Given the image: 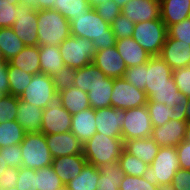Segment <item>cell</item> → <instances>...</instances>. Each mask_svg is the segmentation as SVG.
Returning <instances> with one entry per match:
<instances>
[{"mask_svg":"<svg viewBox=\"0 0 190 190\" xmlns=\"http://www.w3.org/2000/svg\"><path fill=\"white\" fill-rule=\"evenodd\" d=\"M70 29L71 35L91 40L96 51L116 45V37L110 23L103 20L94 8L85 15L75 17L70 23Z\"/></svg>","mask_w":190,"mask_h":190,"instance_id":"cell-1","label":"cell"},{"mask_svg":"<svg viewBox=\"0 0 190 190\" xmlns=\"http://www.w3.org/2000/svg\"><path fill=\"white\" fill-rule=\"evenodd\" d=\"M38 46H60L71 35L69 21L57 10H37Z\"/></svg>","mask_w":190,"mask_h":190,"instance_id":"cell-2","label":"cell"},{"mask_svg":"<svg viewBox=\"0 0 190 190\" xmlns=\"http://www.w3.org/2000/svg\"><path fill=\"white\" fill-rule=\"evenodd\" d=\"M123 148L122 137H108L96 132L83 144V156L87 163L98 168L108 162L118 161Z\"/></svg>","mask_w":190,"mask_h":190,"instance_id":"cell-3","label":"cell"},{"mask_svg":"<svg viewBox=\"0 0 190 190\" xmlns=\"http://www.w3.org/2000/svg\"><path fill=\"white\" fill-rule=\"evenodd\" d=\"M180 169L176 147H160L143 178L151 184H171Z\"/></svg>","mask_w":190,"mask_h":190,"instance_id":"cell-4","label":"cell"},{"mask_svg":"<svg viewBox=\"0 0 190 190\" xmlns=\"http://www.w3.org/2000/svg\"><path fill=\"white\" fill-rule=\"evenodd\" d=\"M22 151V166L30 169H41L50 166L53 157L46 143L43 133L25 134L20 143Z\"/></svg>","mask_w":190,"mask_h":190,"instance_id":"cell-5","label":"cell"},{"mask_svg":"<svg viewBox=\"0 0 190 190\" xmlns=\"http://www.w3.org/2000/svg\"><path fill=\"white\" fill-rule=\"evenodd\" d=\"M167 37V27L162 19L135 23L132 38L152 56L160 55Z\"/></svg>","mask_w":190,"mask_h":190,"instance_id":"cell-6","label":"cell"},{"mask_svg":"<svg viewBox=\"0 0 190 190\" xmlns=\"http://www.w3.org/2000/svg\"><path fill=\"white\" fill-rule=\"evenodd\" d=\"M59 47L64 64L72 69L91 64L96 53L91 40L73 35L66 38Z\"/></svg>","mask_w":190,"mask_h":190,"instance_id":"cell-7","label":"cell"},{"mask_svg":"<svg viewBox=\"0 0 190 190\" xmlns=\"http://www.w3.org/2000/svg\"><path fill=\"white\" fill-rule=\"evenodd\" d=\"M72 115L62 106L60 93H55L43 109L40 132L45 135L60 134L71 131Z\"/></svg>","mask_w":190,"mask_h":190,"instance_id":"cell-8","label":"cell"},{"mask_svg":"<svg viewBox=\"0 0 190 190\" xmlns=\"http://www.w3.org/2000/svg\"><path fill=\"white\" fill-rule=\"evenodd\" d=\"M17 13L15 23L11 28L25 46H38L37 9L32 4L23 2L17 5Z\"/></svg>","mask_w":190,"mask_h":190,"instance_id":"cell-9","label":"cell"},{"mask_svg":"<svg viewBox=\"0 0 190 190\" xmlns=\"http://www.w3.org/2000/svg\"><path fill=\"white\" fill-rule=\"evenodd\" d=\"M124 125L122 127V139L133 140L148 138L152 135L153 125L146 105L142 107L125 109Z\"/></svg>","mask_w":190,"mask_h":190,"instance_id":"cell-10","label":"cell"},{"mask_svg":"<svg viewBox=\"0 0 190 190\" xmlns=\"http://www.w3.org/2000/svg\"><path fill=\"white\" fill-rule=\"evenodd\" d=\"M148 102L146 92L132 86L124 78L114 79L111 94V106L116 109H132L142 107Z\"/></svg>","mask_w":190,"mask_h":190,"instance_id":"cell-11","label":"cell"},{"mask_svg":"<svg viewBox=\"0 0 190 190\" xmlns=\"http://www.w3.org/2000/svg\"><path fill=\"white\" fill-rule=\"evenodd\" d=\"M55 93L57 92L52 77L40 72L33 75L31 82L19 98L45 109Z\"/></svg>","mask_w":190,"mask_h":190,"instance_id":"cell-12","label":"cell"},{"mask_svg":"<svg viewBox=\"0 0 190 190\" xmlns=\"http://www.w3.org/2000/svg\"><path fill=\"white\" fill-rule=\"evenodd\" d=\"M144 91L149 97V89L176 86L173 78V69L159 56H151L145 64Z\"/></svg>","mask_w":190,"mask_h":190,"instance_id":"cell-13","label":"cell"},{"mask_svg":"<svg viewBox=\"0 0 190 190\" xmlns=\"http://www.w3.org/2000/svg\"><path fill=\"white\" fill-rule=\"evenodd\" d=\"M125 109L112 106L95 109L96 132L108 137H122Z\"/></svg>","mask_w":190,"mask_h":190,"instance_id":"cell-14","label":"cell"},{"mask_svg":"<svg viewBox=\"0 0 190 190\" xmlns=\"http://www.w3.org/2000/svg\"><path fill=\"white\" fill-rule=\"evenodd\" d=\"M93 63L108 77L112 79L123 78L127 66L118 53L117 47H109L96 51Z\"/></svg>","mask_w":190,"mask_h":190,"instance_id":"cell-15","label":"cell"},{"mask_svg":"<svg viewBox=\"0 0 190 190\" xmlns=\"http://www.w3.org/2000/svg\"><path fill=\"white\" fill-rule=\"evenodd\" d=\"M187 121L169 120L163 126L153 127L151 138L159 147H177L185 137Z\"/></svg>","mask_w":190,"mask_h":190,"instance_id":"cell-16","label":"cell"},{"mask_svg":"<svg viewBox=\"0 0 190 190\" xmlns=\"http://www.w3.org/2000/svg\"><path fill=\"white\" fill-rule=\"evenodd\" d=\"M45 136L53 158L83 154V143L71 131Z\"/></svg>","mask_w":190,"mask_h":190,"instance_id":"cell-17","label":"cell"},{"mask_svg":"<svg viewBox=\"0 0 190 190\" xmlns=\"http://www.w3.org/2000/svg\"><path fill=\"white\" fill-rule=\"evenodd\" d=\"M173 70L190 66V44L168 35L159 55Z\"/></svg>","mask_w":190,"mask_h":190,"instance_id":"cell-18","label":"cell"},{"mask_svg":"<svg viewBox=\"0 0 190 190\" xmlns=\"http://www.w3.org/2000/svg\"><path fill=\"white\" fill-rule=\"evenodd\" d=\"M121 13L134 23L151 21L160 17V4L148 0H130L121 8Z\"/></svg>","mask_w":190,"mask_h":190,"instance_id":"cell-19","label":"cell"},{"mask_svg":"<svg viewBox=\"0 0 190 190\" xmlns=\"http://www.w3.org/2000/svg\"><path fill=\"white\" fill-rule=\"evenodd\" d=\"M86 163L87 160L83 154H76L53 158L51 166L60 177V180L66 185L80 174Z\"/></svg>","mask_w":190,"mask_h":190,"instance_id":"cell-20","label":"cell"},{"mask_svg":"<svg viewBox=\"0 0 190 190\" xmlns=\"http://www.w3.org/2000/svg\"><path fill=\"white\" fill-rule=\"evenodd\" d=\"M16 113V121L22 126L25 134L40 133L43 109L19 98Z\"/></svg>","mask_w":190,"mask_h":190,"instance_id":"cell-21","label":"cell"},{"mask_svg":"<svg viewBox=\"0 0 190 190\" xmlns=\"http://www.w3.org/2000/svg\"><path fill=\"white\" fill-rule=\"evenodd\" d=\"M115 46L117 47L118 53L124 60L127 68L146 64L152 56L132 37L116 39Z\"/></svg>","mask_w":190,"mask_h":190,"instance_id":"cell-22","label":"cell"},{"mask_svg":"<svg viewBox=\"0 0 190 190\" xmlns=\"http://www.w3.org/2000/svg\"><path fill=\"white\" fill-rule=\"evenodd\" d=\"M95 125V109L91 107L71 117V132L83 144L96 133Z\"/></svg>","mask_w":190,"mask_h":190,"instance_id":"cell-23","label":"cell"},{"mask_svg":"<svg viewBox=\"0 0 190 190\" xmlns=\"http://www.w3.org/2000/svg\"><path fill=\"white\" fill-rule=\"evenodd\" d=\"M159 149L160 147L151 137L126 140L123 148L125 152L137 157L149 166L155 159Z\"/></svg>","mask_w":190,"mask_h":190,"instance_id":"cell-24","label":"cell"},{"mask_svg":"<svg viewBox=\"0 0 190 190\" xmlns=\"http://www.w3.org/2000/svg\"><path fill=\"white\" fill-rule=\"evenodd\" d=\"M190 17V0H162L160 18L168 28Z\"/></svg>","mask_w":190,"mask_h":190,"instance_id":"cell-25","label":"cell"},{"mask_svg":"<svg viewBox=\"0 0 190 190\" xmlns=\"http://www.w3.org/2000/svg\"><path fill=\"white\" fill-rule=\"evenodd\" d=\"M99 178L97 190H119V186L125 176L118 161L108 162L98 167Z\"/></svg>","mask_w":190,"mask_h":190,"instance_id":"cell-26","label":"cell"},{"mask_svg":"<svg viewBox=\"0 0 190 190\" xmlns=\"http://www.w3.org/2000/svg\"><path fill=\"white\" fill-rule=\"evenodd\" d=\"M41 73L53 77L65 65L59 46H39Z\"/></svg>","mask_w":190,"mask_h":190,"instance_id":"cell-27","label":"cell"},{"mask_svg":"<svg viewBox=\"0 0 190 190\" xmlns=\"http://www.w3.org/2000/svg\"><path fill=\"white\" fill-rule=\"evenodd\" d=\"M114 79L107 78L103 82H95L88 88V99L90 107L101 109L111 106V94Z\"/></svg>","mask_w":190,"mask_h":190,"instance_id":"cell-28","label":"cell"},{"mask_svg":"<svg viewBox=\"0 0 190 190\" xmlns=\"http://www.w3.org/2000/svg\"><path fill=\"white\" fill-rule=\"evenodd\" d=\"M8 62L27 73H40L39 46H25Z\"/></svg>","mask_w":190,"mask_h":190,"instance_id":"cell-29","label":"cell"},{"mask_svg":"<svg viewBox=\"0 0 190 190\" xmlns=\"http://www.w3.org/2000/svg\"><path fill=\"white\" fill-rule=\"evenodd\" d=\"M62 106L71 114L81 112L90 107L88 93L79 88L70 87L60 92Z\"/></svg>","mask_w":190,"mask_h":190,"instance_id":"cell-30","label":"cell"},{"mask_svg":"<svg viewBox=\"0 0 190 190\" xmlns=\"http://www.w3.org/2000/svg\"><path fill=\"white\" fill-rule=\"evenodd\" d=\"M108 77L92 62L82 68L75 69L74 87L88 93V88L95 82H103Z\"/></svg>","mask_w":190,"mask_h":190,"instance_id":"cell-31","label":"cell"},{"mask_svg":"<svg viewBox=\"0 0 190 190\" xmlns=\"http://www.w3.org/2000/svg\"><path fill=\"white\" fill-rule=\"evenodd\" d=\"M99 169L94 165L86 163L78 176L68 182L65 186L69 190H97Z\"/></svg>","mask_w":190,"mask_h":190,"instance_id":"cell-32","label":"cell"},{"mask_svg":"<svg viewBox=\"0 0 190 190\" xmlns=\"http://www.w3.org/2000/svg\"><path fill=\"white\" fill-rule=\"evenodd\" d=\"M25 47L11 27L0 28V49L8 62Z\"/></svg>","mask_w":190,"mask_h":190,"instance_id":"cell-33","label":"cell"},{"mask_svg":"<svg viewBox=\"0 0 190 190\" xmlns=\"http://www.w3.org/2000/svg\"><path fill=\"white\" fill-rule=\"evenodd\" d=\"M92 7L88 0H55L54 10L61 13L69 24L80 15H85Z\"/></svg>","mask_w":190,"mask_h":190,"instance_id":"cell-34","label":"cell"},{"mask_svg":"<svg viewBox=\"0 0 190 190\" xmlns=\"http://www.w3.org/2000/svg\"><path fill=\"white\" fill-rule=\"evenodd\" d=\"M7 75L9 82V94L15 97H20L33 77V74L12 66L9 62H7Z\"/></svg>","mask_w":190,"mask_h":190,"instance_id":"cell-35","label":"cell"},{"mask_svg":"<svg viewBox=\"0 0 190 190\" xmlns=\"http://www.w3.org/2000/svg\"><path fill=\"white\" fill-rule=\"evenodd\" d=\"M184 100H190V98L181 93L177 86L149 89L148 101H156L173 107Z\"/></svg>","mask_w":190,"mask_h":190,"instance_id":"cell-36","label":"cell"},{"mask_svg":"<svg viewBox=\"0 0 190 190\" xmlns=\"http://www.w3.org/2000/svg\"><path fill=\"white\" fill-rule=\"evenodd\" d=\"M24 135V129L16 120L3 122L0 124V148L20 144Z\"/></svg>","mask_w":190,"mask_h":190,"instance_id":"cell-37","label":"cell"},{"mask_svg":"<svg viewBox=\"0 0 190 190\" xmlns=\"http://www.w3.org/2000/svg\"><path fill=\"white\" fill-rule=\"evenodd\" d=\"M37 190H61L65 187L52 166L35 170Z\"/></svg>","mask_w":190,"mask_h":190,"instance_id":"cell-38","label":"cell"},{"mask_svg":"<svg viewBox=\"0 0 190 190\" xmlns=\"http://www.w3.org/2000/svg\"><path fill=\"white\" fill-rule=\"evenodd\" d=\"M118 163L120 168L124 171L125 175L142 177L149 165L135 156H132L122 151Z\"/></svg>","mask_w":190,"mask_h":190,"instance_id":"cell-39","label":"cell"},{"mask_svg":"<svg viewBox=\"0 0 190 190\" xmlns=\"http://www.w3.org/2000/svg\"><path fill=\"white\" fill-rule=\"evenodd\" d=\"M153 127L163 126L170 120L171 107L156 101H148L146 104Z\"/></svg>","mask_w":190,"mask_h":190,"instance_id":"cell-40","label":"cell"},{"mask_svg":"<svg viewBox=\"0 0 190 190\" xmlns=\"http://www.w3.org/2000/svg\"><path fill=\"white\" fill-rule=\"evenodd\" d=\"M19 97L7 94L0 100V124L16 120Z\"/></svg>","mask_w":190,"mask_h":190,"instance_id":"cell-41","label":"cell"},{"mask_svg":"<svg viewBox=\"0 0 190 190\" xmlns=\"http://www.w3.org/2000/svg\"><path fill=\"white\" fill-rule=\"evenodd\" d=\"M116 39H123L132 37L135 23L126 18L125 15L120 13L116 19L110 24Z\"/></svg>","mask_w":190,"mask_h":190,"instance_id":"cell-42","label":"cell"},{"mask_svg":"<svg viewBox=\"0 0 190 190\" xmlns=\"http://www.w3.org/2000/svg\"><path fill=\"white\" fill-rule=\"evenodd\" d=\"M74 77L75 69L64 65L58 73L52 77L56 92L60 93L67 88L74 87Z\"/></svg>","mask_w":190,"mask_h":190,"instance_id":"cell-43","label":"cell"},{"mask_svg":"<svg viewBox=\"0 0 190 190\" xmlns=\"http://www.w3.org/2000/svg\"><path fill=\"white\" fill-rule=\"evenodd\" d=\"M21 145H9L0 148V162L8 164V167L22 166Z\"/></svg>","mask_w":190,"mask_h":190,"instance_id":"cell-44","label":"cell"},{"mask_svg":"<svg viewBox=\"0 0 190 190\" xmlns=\"http://www.w3.org/2000/svg\"><path fill=\"white\" fill-rule=\"evenodd\" d=\"M157 184H151L143 177L125 175L119 190H157Z\"/></svg>","mask_w":190,"mask_h":190,"instance_id":"cell-45","label":"cell"},{"mask_svg":"<svg viewBox=\"0 0 190 190\" xmlns=\"http://www.w3.org/2000/svg\"><path fill=\"white\" fill-rule=\"evenodd\" d=\"M167 35L170 38L181 40L186 44H190V17L179 23L170 25L167 28Z\"/></svg>","mask_w":190,"mask_h":190,"instance_id":"cell-46","label":"cell"},{"mask_svg":"<svg viewBox=\"0 0 190 190\" xmlns=\"http://www.w3.org/2000/svg\"><path fill=\"white\" fill-rule=\"evenodd\" d=\"M123 78L132 86L144 90L146 86L145 64L127 68L123 75Z\"/></svg>","mask_w":190,"mask_h":190,"instance_id":"cell-47","label":"cell"},{"mask_svg":"<svg viewBox=\"0 0 190 190\" xmlns=\"http://www.w3.org/2000/svg\"><path fill=\"white\" fill-rule=\"evenodd\" d=\"M16 187L19 190H37L35 170L26 167H20Z\"/></svg>","mask_w":190,"mask_h":190,"instance_id":"cell-48","label":"cell"},{"mask_svg":"<svg viewBox=\"0 0 190 190\" xmlns=\"http://www.w3.org/2000/svg\"><path fill=\"white\" fill-rule=\"evenodd\" d=\"M94 10L103 20L110 24L121 13V7L113 0H107L102 5L95 6Z\"/></svg>","mask_w":190,"mask_h":190,"instance_id":"cell-49","label":"cell"},{"mask_svg":"<svg viewBox=\"0 0 190 190\" xmlns=\"http://www.w3.org/2000/svg\"><path fill=\"white\" fill-rule=\"evenodd\" d=\"M173 78L179 91L190 98V66L173 70Z\"/></svg>","mask_w":190,"mask_h":190,"instance_id":"cell-50","label":"cell"},{"mask_svg":"<svg viewBox=\"0 0 190 190\" xmlns=\"http://www.w3.org/2000/svg\"><path fill=\"white\" fill-rule=\"evenodd\" d=\"M17 15V5L0 4V28L12 27Z\"/></svg>","mask_w":190,"mask_h":190,"instance_id":"cell-51","label":"cell"},{"mask_svg":"<svg viewBox=\"0 0 190 190\" xmlns=\"http://www.w3.org/2000/svg\"><path fill=\"white\" fill-rule=\"evenodd\" d=\"M18 167H7L3 175L0 177V188L1 190L9 189L16 186L18 180Z\"/></svg>","mask_w":190,"mask_h":190,"instance_id":"cell-52","label":"cell"},{"mask_svg":"<svg viewBox=\"0 0 190 190\" xmlns=\"http://www.w3.org/2000/svg\"><path fill=\"white\" fill-rule=\"evenodd\" d=\"M172 184L175 190H190V170L180 168L173 176Z\"/></svg>","mask_w":190,"mask_h":190,"instance_id":"cell-53","label":"cell"},{"mask_svg":"<svg viewBox=\"0 0 190 190\" xmlns=\"http://www.w3.org/2000/svg\"><path fill=\"white\" fill-rule=\"evenodd\" d=\"M178 153V161L181 169L190 170V143L182 141L176 147Z\"/></svg>","mask_w":190,"mask_h":190,"instance_id":"cell-54","label":"cell"},{"mask_svg":"<svg viewBox=\"0 0 190 190\" xmlns=\"http://www.w3.org/2000/svg\"><path fill=\"white\" fill-rule=\"evenodd\" d=\"M190 100H184L181 104H175L171 107L172 113L170 116V120H180V121H187L186 117V107Z\"/></svg>","mask_w":190,"mask_h":190,"instance_id":"cell-55","label":"cell"},{"mask_svg":"<svg viewBox=\"0 0 190 190\" xmlns=\"http://www.w3.org/2000/svg\"><path fill=\"white\" fill-rule=\"evenodd\" d=\"M24 3L32 4L37 10L54 9L55 0H23Z\"/></svg>","mask_w":190,"mask_h":190,"instance_id":"cell-56","label":"cell"},{"mask_svg":"<svg viewBox=\"0 0 190 190\" xmlns=\"http://www.w3.org/2000/svg\"><path fill=\"white\" fill-rule=\"evenodd\" d=\"M0 91L9 94V82L7 75V63L0 65Z\"/></svg>","mask_w":190,"mask_h":190,"instance_id":"cell-57","label":"cell"},{"mask_svg":"<svg viewBox=\"0 0 190 190\" xmlns=\"http://www.w3.org/2000/svg\"><path fill=\"white\" fill-rule=\"evenodd\" d=\"M23 3V0H0V4L19 5Z\"/></svg>","mask_w":190,"mask_h":190,"instance_id":"cell-58","label":"cell"},{"mask_svg":"<svg viewBox=\"0 0 190 190\" xmlns=\"http://www.w3.org/2000/svg\"><path fill=\"white\" fill-rule=\"evenodd\" d=\"M157 190H175L173 184H160Z\"/></svg>","mask_w":190,"mask_h":190,"instance_id":"cell-59","label":"cell"},{"mask_svg":"<svg viewBox=\"0 0 190 190\" xmlns=\"http://www.w3.org/2000/svg\"><path fill=\"white\" fill-rule=\"evenodd\" d=\"M88 1H89L90 6L94 8L95 6L102 5L107 0H88Z\"/></svg>","mask_w":190,"mask_h":190,"instance_id":"cell-60","label":"cell"},{"mask_svg":"<svg viewBox=\"0 0 190 190\" xmlns=\"http://www.w3.org/2000/svg\"><path fill=\"white\" fill-rule=\"evenodd\" d=\"M184 141L190 143V123L187 124Z\"/></svg>","mask_w":190,"mask_h":190,"instance_id":"cell-61","label":"cell"},{"mask_svg":"<svg viewBox=\"0 0 190 190\" xmlns=\"http://www.w3.org/2000/svg\"><path fill=\"white\" fill-rule=\"evenodd\" d=\"M8 164L0 162V177L3 175L4 171L7 169Z\"/></svg>","mask_w":190,"mask_h":190,"instance_id":"cell-62","label":"cell"},{"mask_svg":"<svg viewBox=\"0 0 190 190\" xmlns=\"http://www.w3.org/2000/svg\"><path fill=\"white\" fill-rule=\"evenodd\" d=\"M113 1L122 8L130 0H113Z\"/></svg>","mask_w":190,"mask_h":190,"instance_id":"cell-63","label":"cell"},{"mask_svg":"<svg viewBox=\"0 0 190 190\" xmlns=\"http://www.w3.org/2000/svg\"><path fill=\"white\" fill-rule=\"evenodd\" d=\"M186 117H187V122L190 123V101L186 107Z\"/></svg>","mask_w":190,"mask_h":190,"instance_id":"cell-64","label":"cell"},{"mask_svg":"<svg viewBox=\"0 0 190 190\" xmlns=\"http://www.w3.org/2000/svg\"><path fill=\"white\" fill-rule=\"evenodd\" d=\"M4 63H7V61L5 60L2 51L0 49V65H3Z\"/></svg>","mask_w":190,"mask_h":190,"instance_id":"cell-65","label":"cell"},{"mask_svg":"<svg viewBox=\"0 0 190 190\" xmlns=\"http://www.w3.org/2000/svg\"><path fill=\"white\" fill-rule=\"evenodd\" d=\"M5 96H6V94H5L4 92L0 91V100H1L3 97H5Z\"/></svg>","mask_w":190,"mask_h":190,"instance_id":"cell-66","label":"cell"},{"mask_svg":"<svg viewBox=\"0 0 190 190\" xmlns=\"http://www.w3.org/2000/svg\"><path fill=\"white\" fill-rule=\"evenodd\" d=\"M148 1H152V2H154V3L161 4V1H162V0H148Z\"/></svg>","mask_w":190,"mask_h":190,"instance_id":"cell-67","label":"cell"},{"mask_svg":"<svg viewBox=\"0 0 190 190\" xmlns=\"http://www.w3.org/2000/svg\"><path fill=\"white\" fill-rule=\"evenodd\" d=\"M5 190H19V189L16 186H13V187H11L9 189H5Z\"/></svg>","mask_w":190,"mask_h":190,"instance_id":"cell-68","label":"cell"},{"mask_svg":"<svg viewBox=\"0 0 190 190\" xmlns=\"http://www.w3.org/2000/svg\"><path fill=\"white\" fill-rule=\"evenodd\" d=\"M61 190H69L66 186L64 188H62Z\"/></svg>","mask_w":190,"mask_h":190,"instance_id":"cell-69","label":"cell"}]
</instances>
